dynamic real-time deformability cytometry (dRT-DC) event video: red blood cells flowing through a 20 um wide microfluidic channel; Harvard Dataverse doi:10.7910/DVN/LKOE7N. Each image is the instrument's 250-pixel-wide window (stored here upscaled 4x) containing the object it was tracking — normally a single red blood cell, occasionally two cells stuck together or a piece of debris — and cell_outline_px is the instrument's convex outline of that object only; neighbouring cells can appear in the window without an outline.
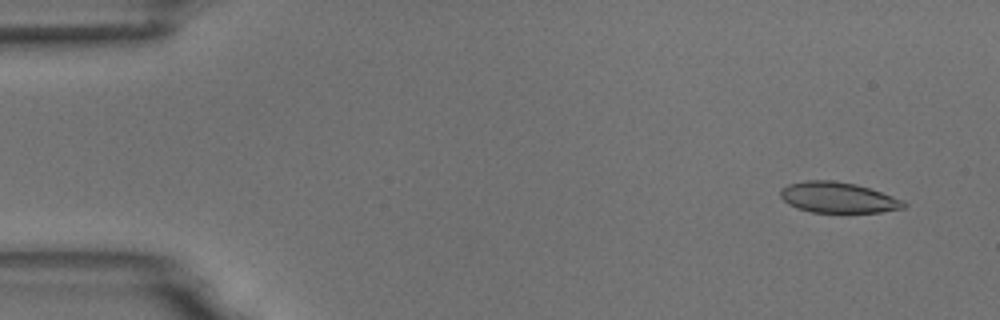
{"species": "common noctule bat (a hibernating species)", "species_latin": "Nyctalus noctula", "temperature_condition": "room temperature", "stored_images_in_passage": 5, "camera_frame_rate_fps": 3000, "um_per_image_px": 0.085, "animal": {"sex": "male", "body_mass_g": 18.8}, "frame": {"image": 1, "passage_image": 1, "time_ms": 0.0, "image_size_px": [1000, 320], "cell_outline_px": [[908, 204], [904, 208], [880, 212], [812, 212], [796, 208], [788, 204], [780, 196], [780, 192], [788, 184], [804, 180], [832, 180], [856, 184], [904, 200]], "centroid_in_image_um": [71.23, 16.79], "position_along_channel_um": 13.8, "area_um2": 21.96}}
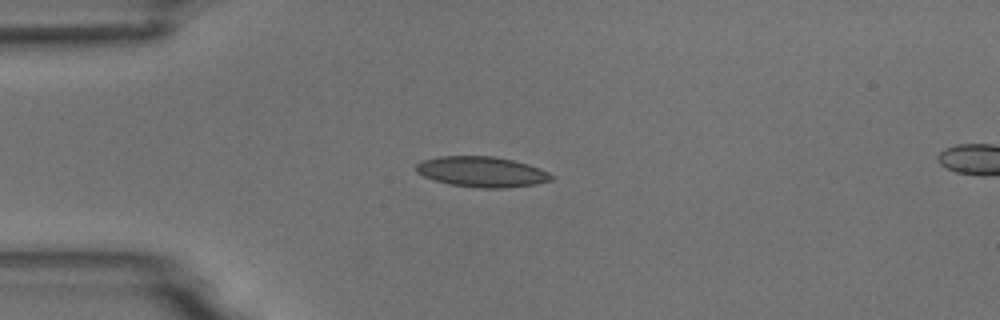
{"frame": {"image": 2, "passage_image": 4, "time_ms": 3.333, "image_size_px": [1000, 320], "cell_outline_px": [[556, 176], [552, 180], [536, 184], [504, 188], [480, 188], [452, 184], [436, 180], [424, 176], [416, 172], [416, 164], [420, 160], [440, 156], [492, 156], [512, 160], [528, 164], [540, 168]], "centroid_in_image_um": [40.97, 14.6], "position_along_channel_um": 44.0, "area_um2": 23.99}}